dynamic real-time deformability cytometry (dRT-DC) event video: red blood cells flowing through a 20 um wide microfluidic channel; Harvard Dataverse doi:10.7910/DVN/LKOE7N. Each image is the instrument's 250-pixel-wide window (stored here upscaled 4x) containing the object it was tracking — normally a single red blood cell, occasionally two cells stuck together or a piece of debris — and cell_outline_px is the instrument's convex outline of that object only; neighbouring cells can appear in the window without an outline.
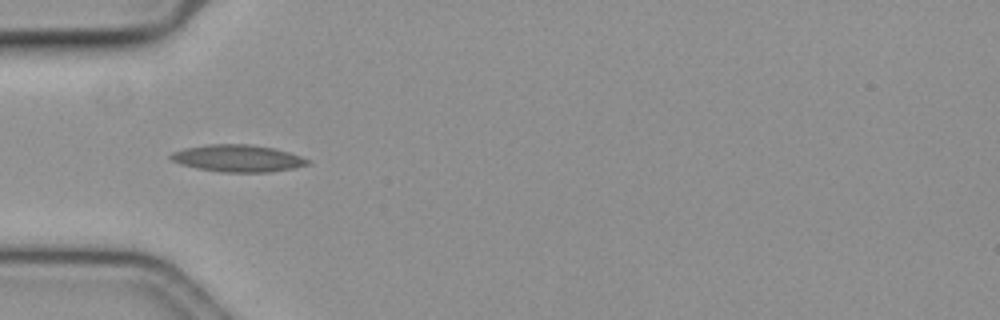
{"species": "common noctule bat (a hibernating species)", "species_latin": "Nyctalus noctula", "temperature_condition": "cold", "stored_images_in_passage": 28, "camera_frame_rate_fps": 3000, "um_per_image_px": 0.085, "animal": {"sex": "female", "body_mass_g": 19.3, "forearm_length_mm": 54.1}, "frame": {"image": 1, "passage_image": 1, "time_ms": 0.0, "image_size_px": [1000, 320], "cell_outline_px": [[308, 164], [296, 168], [272, 172], [220, 172], [196, 168], [180, 164], [172, 160], [168, 156], [172, 152], [184, 148], [208, 144], [248, 144], [272, 148], [288, 152], [300, 156], [308, 160]], "centroid_in_image_um": [20.17, 13.46], "position_along_channel_um": 64.8, "area_um2": 21.56}}
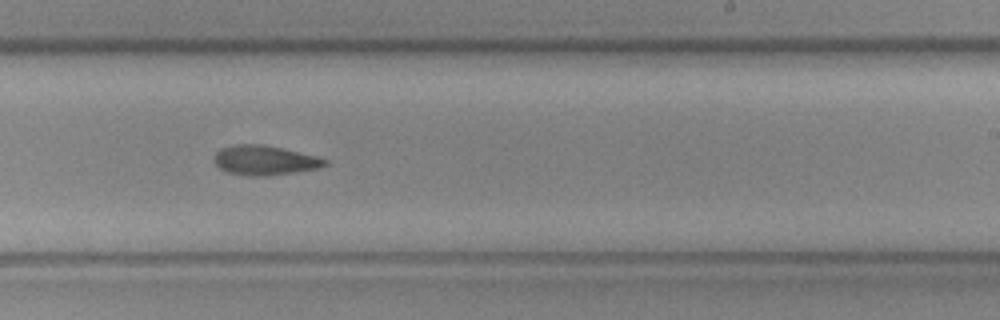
{"frame": {"image": 2, "passage_image": 18, "time_ms": 5.667, "image_size_px": [1000, 320], "cell_outline_px": [[328, 164], [320, 168], [264, 176], [248, 176], [228, 172], [220, 168], [212, 160], [216, 152], [220, 148], [236, 144], [260, 144], [280, 148], [316, 156], [328, 160]], "centroid_in_image_um": [22.47, 13.62], "position_along_channel_um": 266.5, "area_um2": 18.96}}
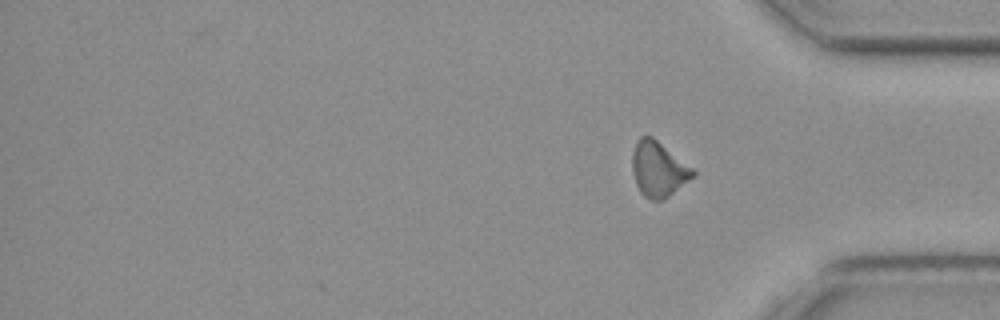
{"frame": {"image": 3, "passage_image": 28, "time_ms": 9.0, "image_size_px": [1000, 320], "cell_outline_px": [[696, 172], [688, 180], [664, 200], [652, 200], [644, 196], [640, 192], [636, 184], [632, 172], [632, 152], [636, 140], [640, 136], [652, 136], [692, 168]], "centroid_in_image_um": [55.91, 14.37], "position_along_channel_um": 379.3, "area_um2": 19.25}, "authors_computed_cell_mechanics": {"area_um2": 19.0162, "velocity_mm_per_s": 3.5806, "shape_relaxation_time_tau1_ms": 7.8086, "shape_relaxation_time_tau2_ms": null, "deformation_change_tau1": 0.1984, "deformation_change_tau2": null}}